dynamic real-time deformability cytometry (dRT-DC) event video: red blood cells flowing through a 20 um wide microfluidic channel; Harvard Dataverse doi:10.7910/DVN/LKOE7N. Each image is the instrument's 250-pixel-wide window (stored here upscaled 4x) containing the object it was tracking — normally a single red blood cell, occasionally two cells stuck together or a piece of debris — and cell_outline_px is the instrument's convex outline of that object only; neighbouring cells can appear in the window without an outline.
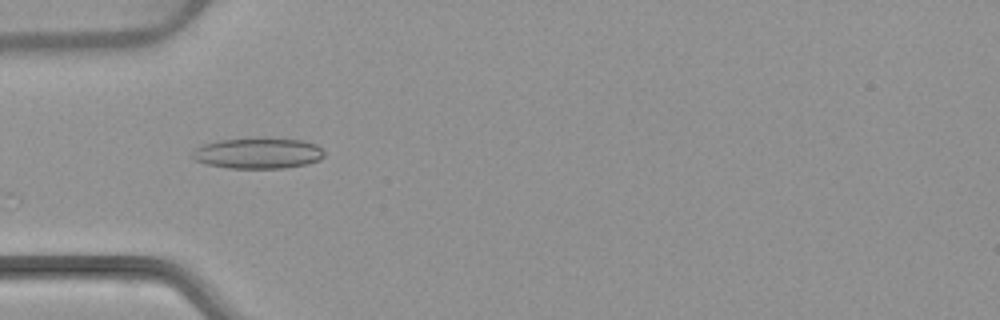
{"species": "common noctule bat (a hibernating species)", "species_latin": "Nyctalus noctula", "temperature_condition": "warm", "stored_images_in_passage": 5, "camera_frame_rate_fps": 3000, "um_per_image_px": 0.085, "animal": {"sex": "female", "body_mass_g": 22.7, "forearm_length_mm": 54.2}, "frame": {"image": 1, "passage_image": 5, "time_ms": 5.0, "image_size_px": [1000, 320], "cell_outline_px": [[324, 156], [320, 160], [308, 164], [284, 168], [228, 168], [204, 164], [196, 160], [192, 156], [192, 152], [200, 144], [220, 140], [304, 140], [316, 144], [324, 152]], "centroid_in_image_um": [21.92, 13.06], "position_along_channel_um": 63.1, "area_um2": 23.18}}